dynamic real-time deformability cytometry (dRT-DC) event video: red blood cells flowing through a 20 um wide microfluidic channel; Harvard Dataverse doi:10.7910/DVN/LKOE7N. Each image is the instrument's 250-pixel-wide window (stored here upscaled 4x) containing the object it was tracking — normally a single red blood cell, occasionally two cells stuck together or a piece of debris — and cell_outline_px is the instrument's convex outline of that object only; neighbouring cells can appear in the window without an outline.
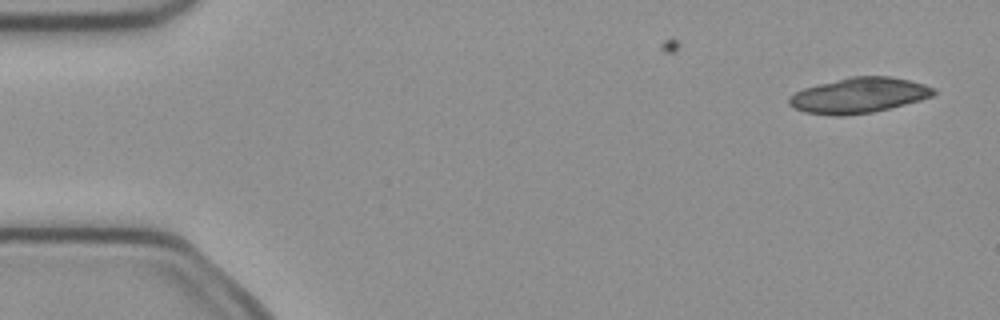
{"species": "common noctule bat (a hibernating species)", "species_latin": "Nyctalus noctula", "temperature_condition": "cold", "stored_images_in_passage": 2, "camera_frame_rate_fps": 3000, "um_per_image_px": 0.085, "animal": {"sex": "female", "body_mass_g": 21.9}, "frame": {"image": 1, "passage_image": 2, "time_ms": 0.333, "image_size_px": [1000, 320], "cell_outline_px": [[936, 92], [932, 96], [920, 100], [872, 112], [844, 116], [832, 116], [804, 112], [788, 104], [788, 96], [804, 88], [816, 84], [852, 76], [888, 76], [908, 80], [924, 84], [936, 88]], "centroid_in_image_um": [72.97, 8.1], "position_along_channel_um": 12.0, "area_um2": 29.77}}